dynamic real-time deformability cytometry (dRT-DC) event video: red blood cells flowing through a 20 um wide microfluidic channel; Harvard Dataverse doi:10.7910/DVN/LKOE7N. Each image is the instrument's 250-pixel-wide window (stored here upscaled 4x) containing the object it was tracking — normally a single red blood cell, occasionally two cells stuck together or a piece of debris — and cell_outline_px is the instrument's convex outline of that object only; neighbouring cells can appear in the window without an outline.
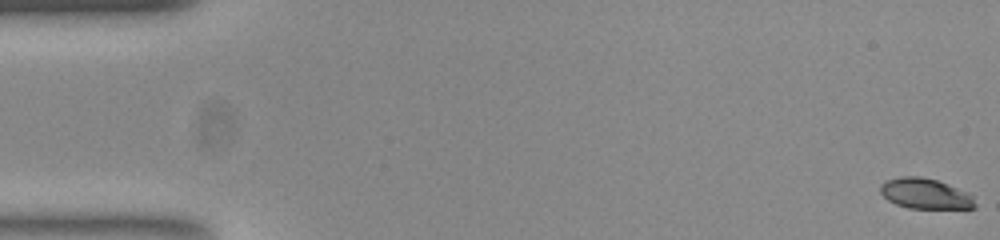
{"species": "common noctule bat (a hibernating species)", "species_latin": "Nyctalus noctula", "temperature_condition": "room temperature", "stored_images_in_passage": 54, "camera_frame_rate_fps": 3000, "um_per_image_px": 0.085, "animal": {"sex": "female", "body_mass_g": 23.0, "forearm_length_mm": 53.4}, "frame": {"image": 1, "passage_image": 1, "time_ms": 0.0, "image_size_px": [1000, 240], "cell_outline_px": [[976, 208], [908, 208], [896, 204], [888, 200], [880, 192], [880, 184], [884, 180], [900, 176], [920, 176], [936, 180], [948, 184], [968, 192], [972, 196], [976, 204]], "centroid_in_image_um": [78.62, 16.45], "position_along_channel_um": 6.4, "area_um2": 16.88}}
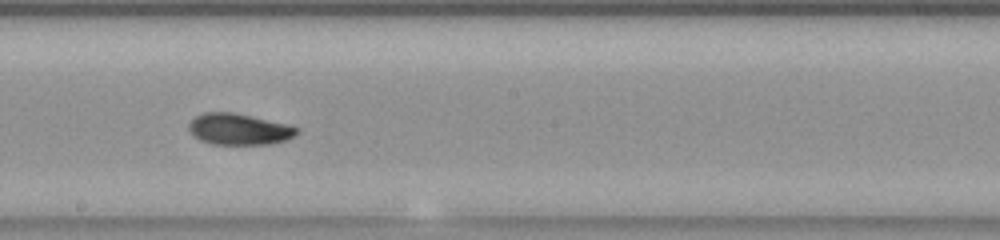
{"frame": {"image": 2, "passage_image": 30, "time_ms": 9.667, "image_size_px": [1000, 240], "cell_outline_px": [[300, 132], [284, 140], [272, 144], [212, 144], [200, 140], [192, 136], [188, 128], [188, 124], [196, 116], [204, 112], [232, 112], [252, 116], [288, 124], [300, 128]], "centroid_in_image_um": [20.3, 10.98], "position_along_channel_um": 227.9, "area_um2": 19.77}}
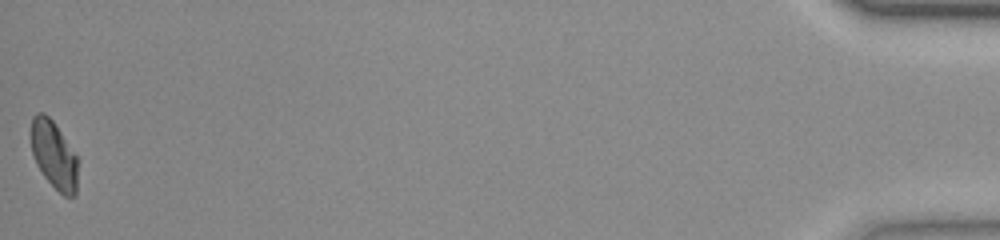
{"frame": {"image": 3, "passage_image": 54, "time_ms": 17.667, "image_size_px": [1000, 240], "cell_outline_px": [[80, 160], [76, 196], [64, 196], [44, 176], [36, 164], [32, 152], [32, 116], [36, 112], [44, 112], [52, 120]], "centroid_in_image_um": [4.63, 13.19], "position_along_channel_um": 430.6, "area_um2": 18.61}, "authors_computed_cell_mechanics": {"area_um2": 19.2185, "velocity_mm_per_s": 3.8215, "shape_relaxation_time_tau1_ms": 2.7304, "shape_relaxation_time_tau2_ms": 2.3684, "deformation_change_tau1": 0.1386, "deformation_change_tau2": 0.069}}